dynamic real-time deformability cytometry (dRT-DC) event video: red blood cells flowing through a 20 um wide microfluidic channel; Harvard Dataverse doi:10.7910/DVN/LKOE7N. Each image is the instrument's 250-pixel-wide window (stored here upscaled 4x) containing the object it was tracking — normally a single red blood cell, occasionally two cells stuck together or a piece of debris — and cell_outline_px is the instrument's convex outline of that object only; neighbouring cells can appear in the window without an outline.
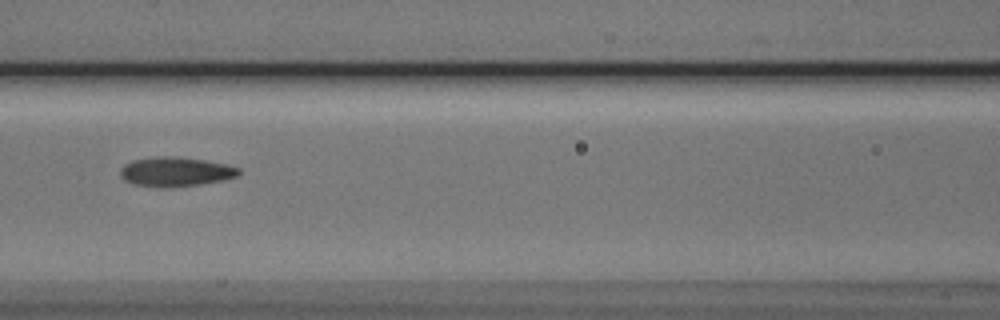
{"species": "Egyptian fruit bat (a non-hibernating species)", "species_latin": "Rousettus aegyptiacus", "temperature_condition": "cold", "stored_images_in_passage": 7, "camera_frame_rate_fps": 3000, "um_per_image_px": 0.085, "animal": {"sex": "male"}, "frame": {"image": 1, "passage_image": 4, "time_ms": 3.667, "image_size_px": [1000, 320], "cell_outline_px": [[240, 172], [236, 176], [224, 180], [200, 184], [172, 188], [164, 188], [136, 184], [124, 180], [120, 176], [120, 168], [124, 164], [132, 160], [156, 156], [176, 156], [204, 160], [228, 164], [240, 168]], "centroid_in_image_um": [14.92, 14.59], "position_along_channel_um": 151.7, "area_um2": 20.52}}
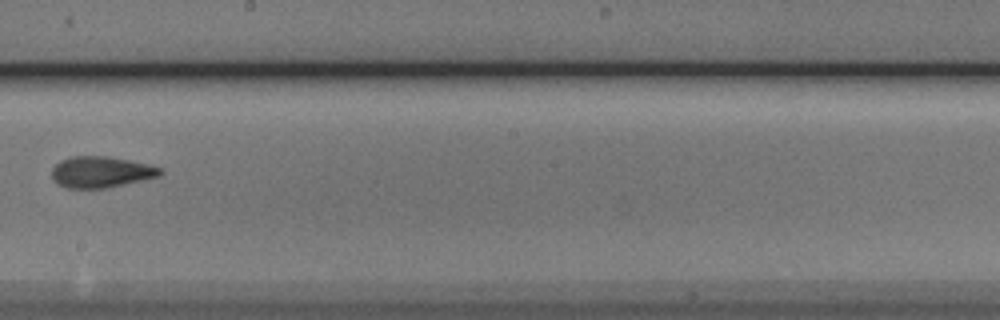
{"frame": {"image": 2, "passage_image": 6, "time_ms": 6.0, "image_size_px": [1000, 320], "cell_outline_px": [[164, 172], [160, 176], [108, 188], [68, 188], [52, 180], [52, 168], [60, 160], [72, 156], [108, 156], [148, 164], [160, 168]], "centroid_in_image_um": [8.59, 14.62], "position_along_channel_um": 239.6, "area_um2": 19.71}}
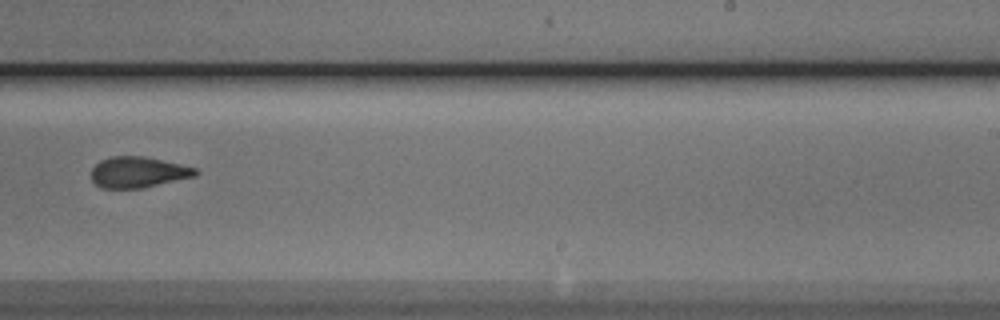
{"frame": {"image": 3, "passage_image": 7, "time_ms": 7.0, "image_size_px": [1000, 320], "cell_outline_px": [[200, 172], [196, 176], [140, 188], [100, 188], [92, 180], [92, 168], [100, 160], [112, 156], [144, 156], [180, 164], [196, 168]], "centroid_in_image_um": [11.74, 14.63], "position_along_channel_um": 277.3, "area_um2": 18.67}}